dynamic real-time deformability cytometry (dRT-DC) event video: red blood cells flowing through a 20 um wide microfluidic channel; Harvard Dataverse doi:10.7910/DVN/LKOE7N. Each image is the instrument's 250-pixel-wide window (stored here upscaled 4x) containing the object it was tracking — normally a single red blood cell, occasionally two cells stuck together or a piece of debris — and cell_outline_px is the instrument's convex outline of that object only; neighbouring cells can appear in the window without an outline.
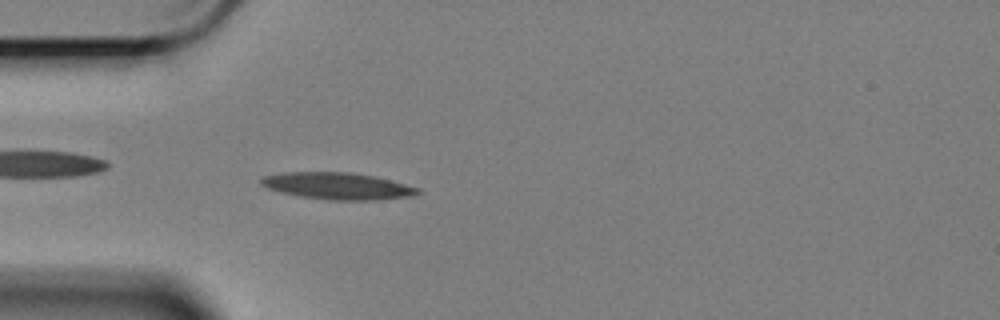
{"species": "Egyptian fruit bat (a non-hibernating species)", "species_latin": "Rousettus aegyptiacus", "temperature_condition": "cold", "stored_images_in_passage": 5, "camera_frame_rate_fps": 3000, "um_per_image_px": 0.085, "animal": {"sex": "female"}, "frame": {"image": 1, "passage_image": 2, "time_ms": 0.333, "image_size_px": [1000, 320], "cell_outline_px": [[420, 192], [416, 196], [380, 200], [328, 200], [300, 196], [280, 192], [268, 188], [260, 184], [260, 180], [264, 176], [284, 172], [348, 172], [376, 176], [420, 188]], "centroid_in_image_um": [28.74, 15.81], "position_along_channel_um": 56.3, "area_um2": 24.68}}